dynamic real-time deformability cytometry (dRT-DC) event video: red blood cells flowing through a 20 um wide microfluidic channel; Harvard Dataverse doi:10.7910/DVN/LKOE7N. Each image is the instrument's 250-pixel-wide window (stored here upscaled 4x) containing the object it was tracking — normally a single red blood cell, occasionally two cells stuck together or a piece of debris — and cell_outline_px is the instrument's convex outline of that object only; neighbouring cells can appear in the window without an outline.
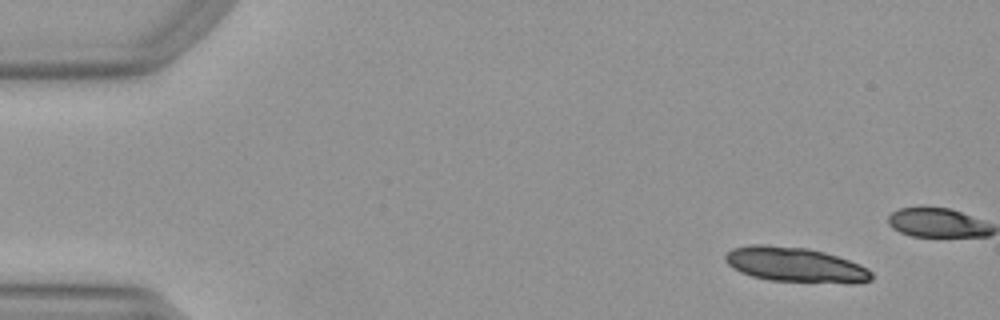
{"species": "Egyptian fruit bat (a non-hibernating species)", "species_latin": "Rousettus aegyptiacus", "temperature_condition": "warm", "stored_images_in_passage": 12, "camera_frame_rate_fps": 3000, "um_per_image_px": 0.085, "animal": {"sex": "female"}, "frame": {"image": 1, "passage_image": 1, "time_ms": 0.0, "image_size_px": [1000, 320], "cell_outline_px": [[872, 280], [856, 284], [848, 284], [768, 280], [752, 276], [740, 272], [732, 268], [724, 260], [724, 256], [732, 248], [748, 244], [764, 244], [808, 248], [824, 252], [860, 264], [868, 268], [872, 272]], "centroid_in_image_um": [67.61, 22.51], "position_along_channel_um": 17.4, "area_um2": 30.17}}